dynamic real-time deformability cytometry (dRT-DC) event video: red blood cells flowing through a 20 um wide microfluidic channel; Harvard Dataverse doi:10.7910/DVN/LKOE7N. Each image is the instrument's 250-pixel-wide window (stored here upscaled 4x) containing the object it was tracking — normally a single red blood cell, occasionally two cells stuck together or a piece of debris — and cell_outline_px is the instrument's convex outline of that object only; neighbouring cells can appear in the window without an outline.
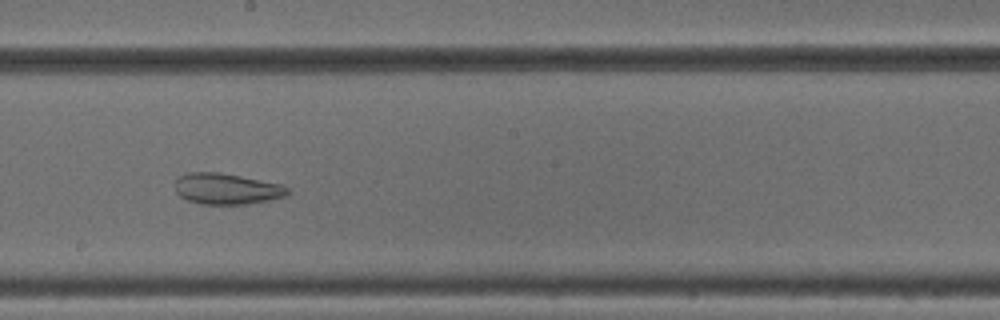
{"species": "common noctule bat (a hibernating species)", "species_latin": "Nyctalus noctula", "temperature_condition": "cold", "stored_images_in_passage": 46, "camera_frame_rate_fps": 3000, "um_per_image_px": 0.085, "animal": {"sex": "male", "body_mass_g": 18.8}, "frame": {"image": 1, "passage_image": 27, "time_ms": 8.667, "image_size_px": [1000, 320], "cell_outline_px": [[292, 192], [284, 196], [268, 200], [248, 204], [200, 204], [188, 200], [180, 196], [176, 192], [176, 180], [180, 176], [188, 172], [220, 172], [284, 184]], "centroid_in_image_um": [19.3, 16.04], "position_along_channel_um": 228.9, "area_um2": 20.46}}
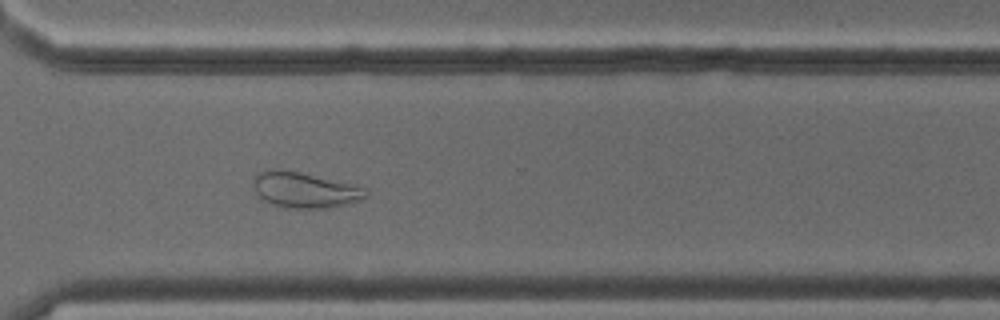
{"frame": {"image": 2, "passage_image": 36, "time_ms": 11.667, "image_size_px": [1000, 320], "cell_outline_px": [[368, 196], [344, 204], [328, 208], [284, 208], [272, 204], [264, 200], [256, 192], [252, 184], [252, 176], [256, 172], [268, 168], [284, 168], [364, 188], [368, 192]], "centroid_in_image_um": [25.77, 16.12], "position_along_channel_um": 344.8, "area_um2": 23.35}}
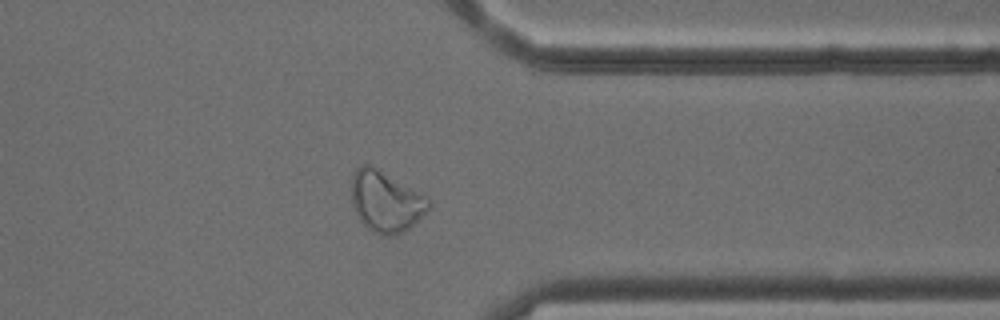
{"frame": {"image": 3, "passage_image": 39, "time_ms": 12.667, "image_size_px": [1000, 320], "cell_outline_px": [[432, 204], [408, 228], [392, 236], [380, 236], [372, 232], [360, 220], [352, 204], [352, 176], [356, 168], [360, 164], [368, 164], [376, 168], [432, 200]], "centroid_in_image_um": [32.75, 17.13], "position_along_channel_um": 378.6, "area_um2": 26.82}}